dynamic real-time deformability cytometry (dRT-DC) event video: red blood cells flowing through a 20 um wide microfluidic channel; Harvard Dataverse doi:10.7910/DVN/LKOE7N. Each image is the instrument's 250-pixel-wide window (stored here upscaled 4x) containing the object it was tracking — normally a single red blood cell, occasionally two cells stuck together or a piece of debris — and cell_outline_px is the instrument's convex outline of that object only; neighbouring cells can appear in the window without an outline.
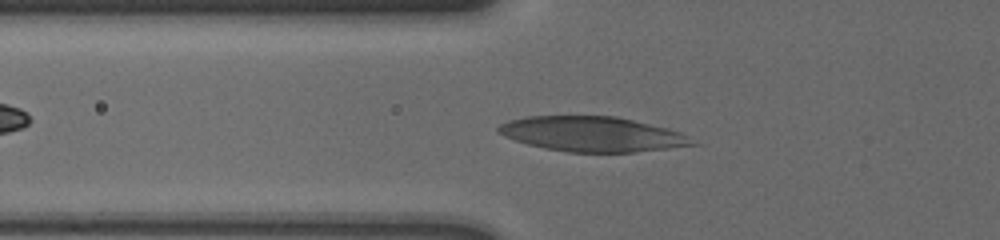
{"species": "human", "species_latin": "Homo sapiens", "temperature_condition": "cold", "stored_images_in_passage": 59, "camera_frame_rate_fps": 3000, "um_per_image_px": 0.085, "donor": {"sex": "male"}, "frame": {"image": 1, "passage_image": 24, "time_ms": 7.667, "image_size_px": [1000, 240], "cell_outline_px": [[700, 144], [668, 148], [632, 152], [568, 152], [544, 148], [528, 144], [504, 136], [496, 132], [496, 128], [500, 124], [508, 120], [528, 116], [616, 116], [680, 132]], "centroid_in_image_um": [50.29, 11.4], "position_along_channel_um": 75.5, "area_um2": 39.19}}
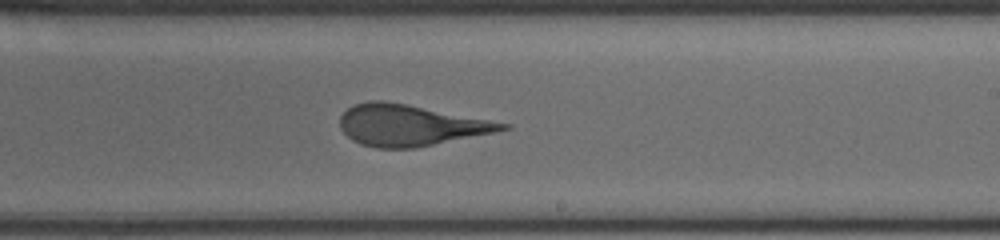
{"frame": {"image": 2, "passage_image": 39, "time_ms": 12.667, "image_size_px": [1000, 240], "cell_outline_px": [[512, 128], [496, 132], [416, 148], [376, 148], [360, 144], [352, 140], [340, 128], [340, 116], [348, 108], [356, 104], [368, 100], [384, 100], [512, 124]], "centroid_in_image_um": [34.87, 10.65], "position_along_channel_um": 254.1, "area_um2": 38.84}}
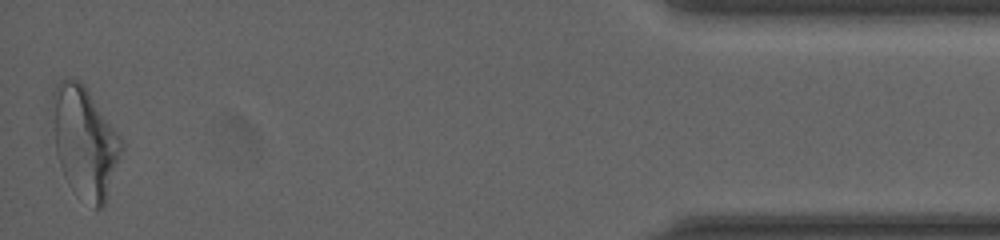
{"frame": {"image": 3, "passage_image": 59, "time_ms": 19.333, "image_size_px": [1000, 240], "cell_outline_px": [[124, 148], [104, 204], [100, 208], [96, 208], [72, 192], [64, 176], [56, 152], [52, 96], [52, 92], [60, 80], [68, 76], [80, 80], [84, 84], [120, 136], [124, 144]], "centroid_in_image_um": [7.21, 12.05], "position_along_channel_um": 428.0, "area_um2": 44.51}, "authors_computed_cell_mechanics": {"area_um2": 38.9572, "velocity_mm_per_s": 3.6167, "shape_relaxation_time_tau1_ms": 7.8765, "shape_relaxation_time_tau2_ms": 0.9453, "deformation_change_tau1": 0.2169, "deformation_change_tau2": 0.0996}}